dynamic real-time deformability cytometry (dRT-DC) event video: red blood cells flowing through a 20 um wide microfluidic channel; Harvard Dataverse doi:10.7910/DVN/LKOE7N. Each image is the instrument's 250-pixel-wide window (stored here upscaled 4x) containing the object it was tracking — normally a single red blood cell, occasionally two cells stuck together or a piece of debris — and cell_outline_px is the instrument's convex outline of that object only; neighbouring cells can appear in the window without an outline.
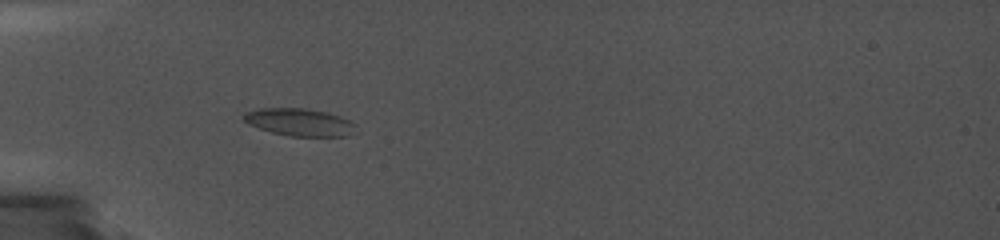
{"species": "common noctule bat (a hibernating species)", "species_latin": "Nyctalus noctula", "temperature_condition": "cold", "stored_images_in_passage": 20, "camera_frame_rate_fps": 5000, "um_per_image_px": 0.085, "animal": {"sex": "female", "body_mass_g": 19.0, "forearm_length_mm": 56.7}, "frame": {"image": 1, "passage_image": 9, "time_ms": 3.2, "image_size_px": [1000, 240], "cell_outline_px": [[356, 124], [348, 136], [288, 136], [272, 132], [248, 124], [244, 120], [244, 116], [248, 112], [260, 108], [308, 108], [328, 112], [340, 116]], "centroid_in_image_um": [25.46, 10.38], "position_along_channel_um": 59.5, "area_um2": 17.74}}
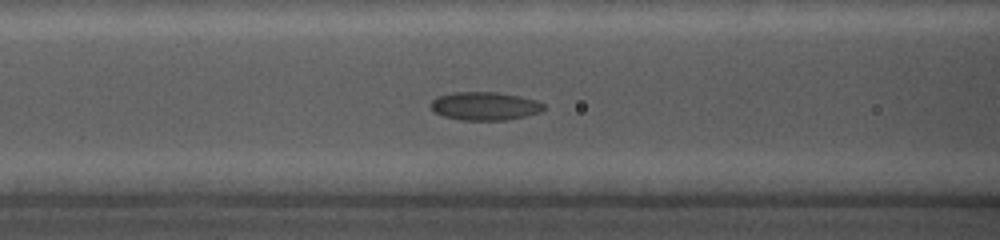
{"frame": {"image": 2, "passage_image": 15, "time_ms": 5.4, "image_size_px": [1000, 240], "cell_outline_px": [[544, 108], [540, 112], [524, 116], [504, 120], [460, 120], [444, 116], [436, 112], [428, 104], [436, 96], [452, 92], [496, 92], [520, 96], [536, 100], [544, 104]], "centroid_in_image_um": [41.17, 9.0], "position_along_channel_um": 125.4, "area_um2": 18.61}}